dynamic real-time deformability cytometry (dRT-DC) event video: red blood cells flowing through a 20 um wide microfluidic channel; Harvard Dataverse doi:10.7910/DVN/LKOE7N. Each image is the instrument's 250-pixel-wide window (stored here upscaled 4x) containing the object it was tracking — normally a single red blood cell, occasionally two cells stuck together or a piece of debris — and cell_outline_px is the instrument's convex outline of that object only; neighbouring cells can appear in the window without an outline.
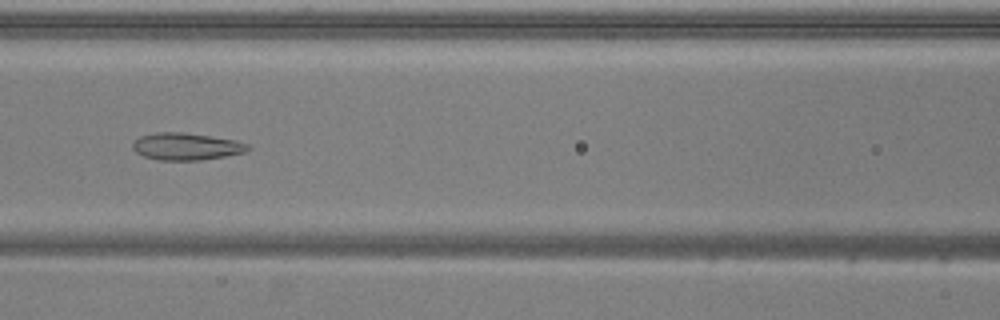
{"species": "common noctule bat (a hibernating species)", "species_latin": "Nyctalus noctula", "temperature_condition": "warm", "stored_images_in_passage": 52, "camera_frame_rate_fps": 3000, "um_per_image_px": 0.085, "animal": {"sex": "male", "body_mass_g": 20.5, "forearm_length_mm": 52.5}, "frame": {"image": 1, "passage_image": 22, "time_ms": 7.0, "image_size_px": [1000, 320], "cell_outline_px": [[252, 148], [248, 152], [200, 160], [160, 160], [144, 156], [136, 152], [132, 148], [132, 144], [140, 136], [156, 132], [184, 132], [236, 140], [248, 144]], "centroid_in_image_um": [15.87, 12.44], "position_along_channel_um": 150.7, "area_um2": 18.26}}
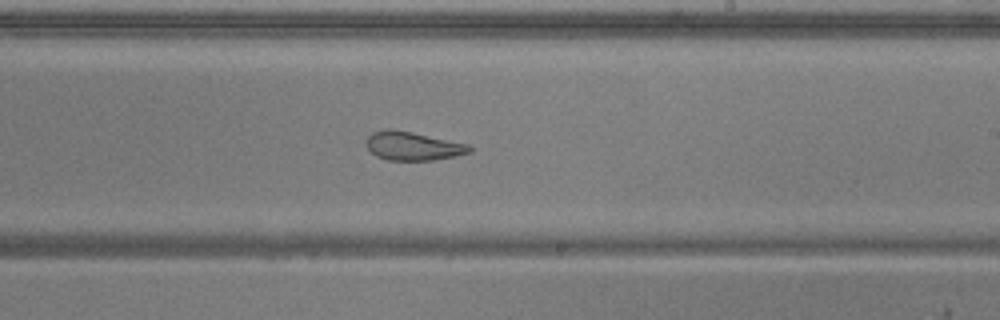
{"frame": {"image": 2, "passage_image": 30, "time_ms": 9.667, "image_size_px": [1000, 320], "cell_outline_px": [[472, 152], [456, 156], [432, 160], [388, 160], [376, 156], [364, 144], [364, 140], [372, 132], [388, 128], [392, 128], [412, 132], [468, 144], [472, 148]], "centroid_in_image_um": [35.06, 12.4], "position_along_channel_um": 253.9, "area_um2": 17.34}}
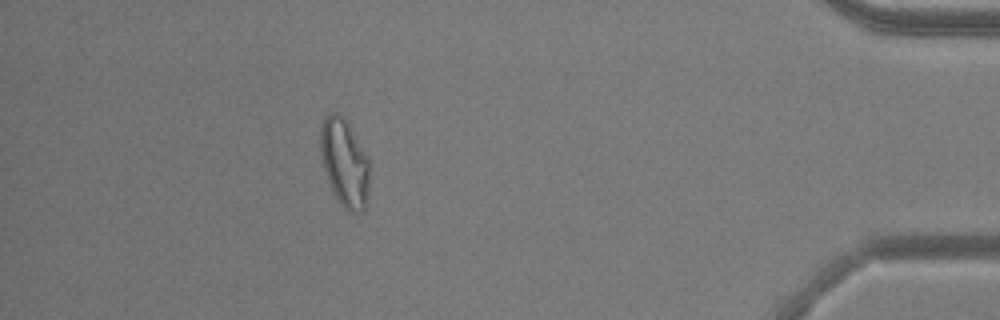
{"frame": {"image": 3, "passage_image": 46, "time_ms": 15.0, "image_size_px": [1000, 320], "cell_outline_px": [[368, 196], [364, 212], [348, 212], [340, 204], [332, 192], [324, 168], [320, 152], [320, 128], [324, 116], [332, 112], [336, 112], [348, 124], [368, 156]], "centroid_in_image_um": [29.27, 13.87], "position_along_channel_um": 405.9, "area_um2": 25.09}, "authors_computed_cell_mechanics": {"area_um2": 23.7269, "velocity_mm_per_s": 3.881, "shape_relaxation_time_tau1_ms": null, "shape_relaxation_time_tau2_ms": 1.6942, "deformation_change_tau1": null, "deformation_change_tau2": 0.0975}}